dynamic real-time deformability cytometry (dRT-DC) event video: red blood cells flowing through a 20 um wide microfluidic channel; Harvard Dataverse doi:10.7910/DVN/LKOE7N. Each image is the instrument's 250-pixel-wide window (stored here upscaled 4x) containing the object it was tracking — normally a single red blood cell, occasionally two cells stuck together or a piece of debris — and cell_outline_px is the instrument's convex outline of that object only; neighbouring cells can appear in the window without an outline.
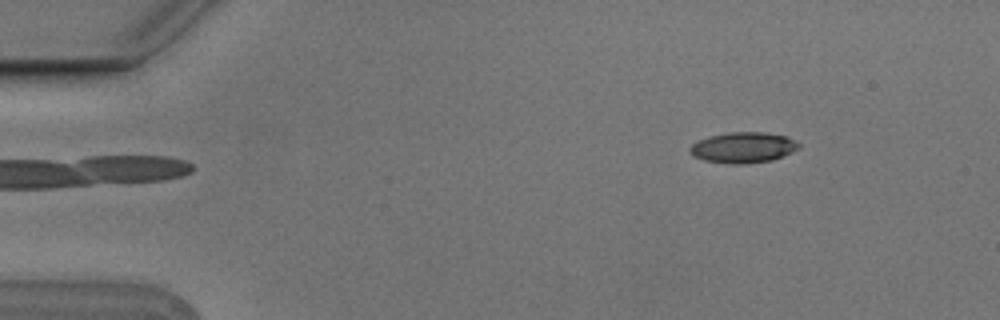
{"species": "Egyptian fruit bat (a non-hibernating species)", "species_latin": "Rousettus aegyptiacus", "temperature_condition": "cold", "stored_images_in_passage": 2, "camera_frame_rate_fps": 3000, "um_per_image_px": 0.085, "animal": {"sex": "male"}, "frame": {"image": 1, "passage_image": 2, "time_ms": 0.333, "image_size_px": [1000, 320], "cell_outline_px": [[800, 148], [792, 152], [772, 160], [744, 164], [732, 164], [704, 160], [692, 156], [688, 152], [688, 148], [696, 140], [708, 136], [728, 132], [764, 132], [788, 136], [796, 140], [800, 144]], "centroid_in_image_um": [63.15, 12.53], "position_along_channel_um": 21.9, "area_um2": 19.83}}